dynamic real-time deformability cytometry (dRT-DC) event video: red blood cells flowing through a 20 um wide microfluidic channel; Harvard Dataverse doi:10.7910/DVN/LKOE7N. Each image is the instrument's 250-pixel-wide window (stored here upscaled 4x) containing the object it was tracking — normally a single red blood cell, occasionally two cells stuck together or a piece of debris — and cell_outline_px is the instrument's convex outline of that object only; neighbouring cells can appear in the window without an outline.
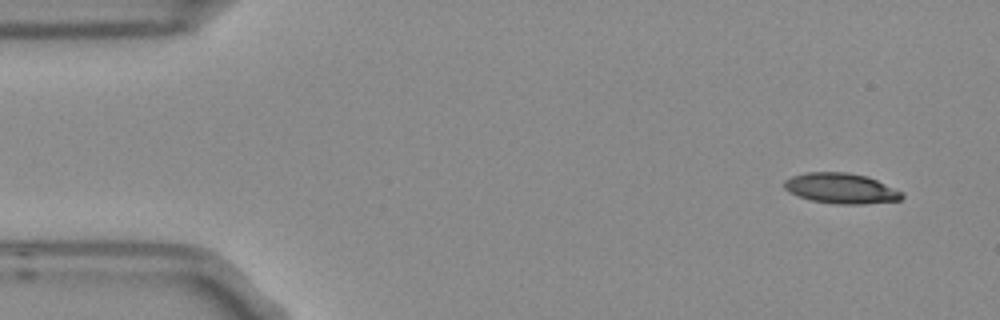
{"species": "Egyptian fruit bat (a non-hibernating species)", "species_latin": "Rousettus aegyptiacus", "temperature_condition": "room temperature", "stored_images_in_passage": 4, "camera_frame_rate_fps": 3000, "um_per_image_px": 0.085, "frame": {"image": 1, "passage_image": 1, "time_ms": 0.0, "image_size_px": [1000, 320], "cell_outline_px": [[904, 196], [900, 200], [864, 204], [836, 204], [812, 200], [800, 196], [784, 188], [784, 180], [792, 176], [804, 172], [844, 172], [868, 176], [904, 192]], "centroid_in_image_um": [71.53, 16.0], "position_along_channel_um": 13.5, "area_um2": 20.81}}
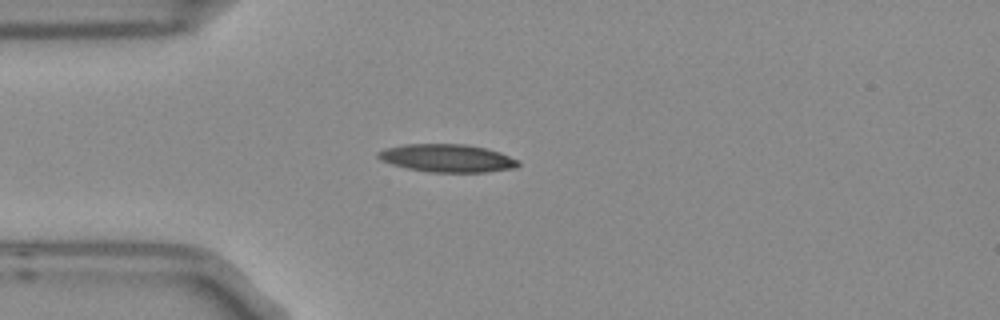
{"frame": {"image": 2, "passage_image": 4, "time_ms": 1.0, "image_size_px": [1000, 320], "cell_outline_px": [[520, 164], [516, 168], [488, 172], [432, 172], [408, 168], [392, 164], [380, 160], [376, 156], [376, 152], [384, 148], [404, 144], [464, 144], [488, 148], [500, 152], [520, 160]], "centroid_in_image_um": [38.03, 13.44], "position_along_channel_um": 47.0, "area_um2": 23.0}}